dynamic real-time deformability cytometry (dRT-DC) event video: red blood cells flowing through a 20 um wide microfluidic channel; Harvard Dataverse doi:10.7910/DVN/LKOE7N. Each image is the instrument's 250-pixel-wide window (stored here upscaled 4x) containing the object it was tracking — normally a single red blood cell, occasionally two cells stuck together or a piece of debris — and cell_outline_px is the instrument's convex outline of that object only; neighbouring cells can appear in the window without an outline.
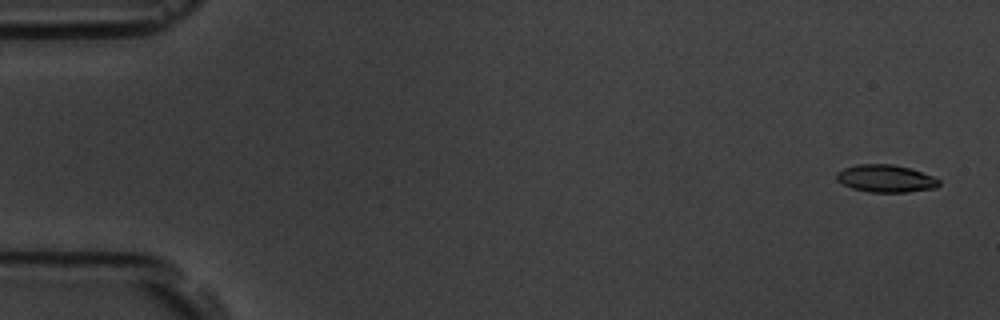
{"species": "common noctule bat (a hibernating species)", "species_latin": "Nyctalus noctula", "temperature_condition": "room temperature", "stored_images_in_passage": 6, "camera_frame_rate_fps": 3000, "um_per_image_px": 0.085, "animal": {"sex": "male", "body_mass_g": 19.5, "forearm_length_mm": 54.6}, "frame": {"image": 1, "passage_image": 1, "time_ms": 0.0, "image_size_px": [1000, 320], "cell_outline_px": [[940, 184], [936, 188], [904, 192], [868, 192], [852, 188], [836, 180], [836, 172], [844, 168], [856, 164], [892, 164], [912, 168], [932, 176], [940, 180]], "centroid_in_image_um": [75.28, 15.17], "position_along_channel_um": 9.7, "area_um2": 16.47}}
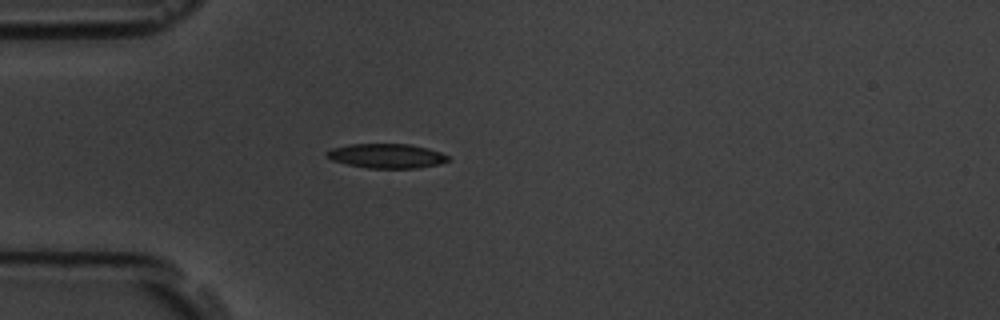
{"frame": {"image": 2, "passage_image": 5, "time_ms": 4.667, "image_size_px": [1000, 320], "cell_outline_px": [[448, 160], [440, 164], [416, 168], [368, 168], [348, 164], [332, 160], [324, 156], [324, 152], [332, 148], [348, 144], [408, 144], [428, 148], [440, 152], [448, 156]], "centroid_in_image_um": [32.82, 13.25], "position_along_channel_um": 52.2, "area_um2": 17.28}}